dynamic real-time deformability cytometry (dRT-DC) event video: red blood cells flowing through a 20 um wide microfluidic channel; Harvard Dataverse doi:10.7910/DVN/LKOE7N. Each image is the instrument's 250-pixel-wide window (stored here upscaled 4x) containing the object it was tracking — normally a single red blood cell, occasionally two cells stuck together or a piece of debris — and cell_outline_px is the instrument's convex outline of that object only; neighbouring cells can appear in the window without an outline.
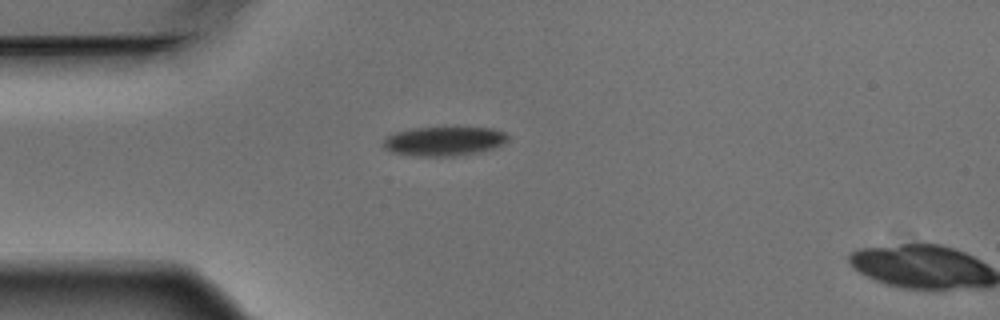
{"species": "Egyptian fruit bat (a non-hibernating species)", "species_latin": "Rousettus aegyptiacus", "temperature_condition": "warm", "stored_images_in_passage": 2, "camera_frame_rate_fps": 3000, "um_per_image_px": 0.085, "animal": {"sex": "male"}, "frame": {"image": 1, "passage_image": 1, "time_ms": 0.0, "image_size_px": [1000, 320], "cell_outline_px": [[508, 140], [492, 148], [480, 152], [452, 156], [416, 156], [392, 152], [384, 148], [384, 140], [388, 136], [396, 132], [412, 128], [492, 128], [504, 132], [508, 136]], "centroid_in_image_um": [37.73, 12.0], "position_along_channel_um": 47.3, "area_um2": 20.87}}